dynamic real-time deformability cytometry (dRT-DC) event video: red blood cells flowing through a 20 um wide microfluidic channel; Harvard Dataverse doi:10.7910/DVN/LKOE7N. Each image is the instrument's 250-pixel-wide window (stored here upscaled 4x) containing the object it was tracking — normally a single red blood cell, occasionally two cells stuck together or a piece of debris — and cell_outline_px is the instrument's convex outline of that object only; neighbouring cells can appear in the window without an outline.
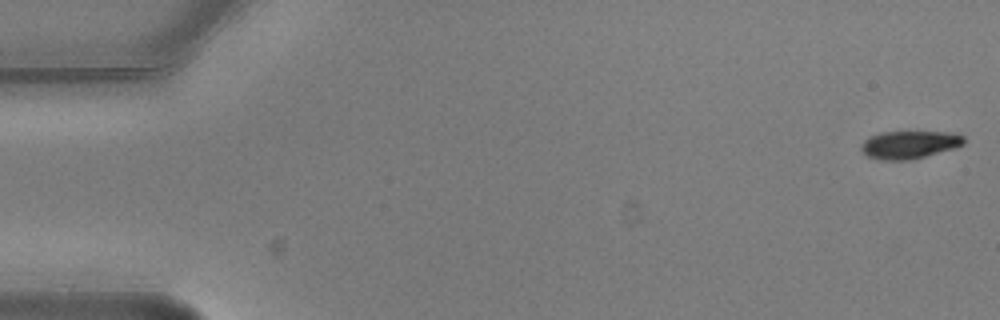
{"species": "common noctule bat (a hibernating species)", "species_latin": "Nyctalus noctula", "temperature_condition": "warm", "stored_images_in_passage": 5, "camera_frame_rate_fps": 3000, "um_per_image_px": 0.085, "animal": {"sex": "male", "body_mass_g": 20.5, "forearm_length_mm": 52.5}, "frame": {"image": 1, "passage_image": 1, "time_ms": 0.0, "image_size_px": [1000, 320], "cell_outline_px": [[964, 144], [956, 148], [908, 160], [880, 160], [868, 156], [860, 148], [860, 144], [864, 140], [872, 136], [884, 132], [956, 132], [964, 136]], "centroid_in_image_um": [77.33, 12.29], "position_along_channel_um": 7.7, "area_um2": 16.59}}
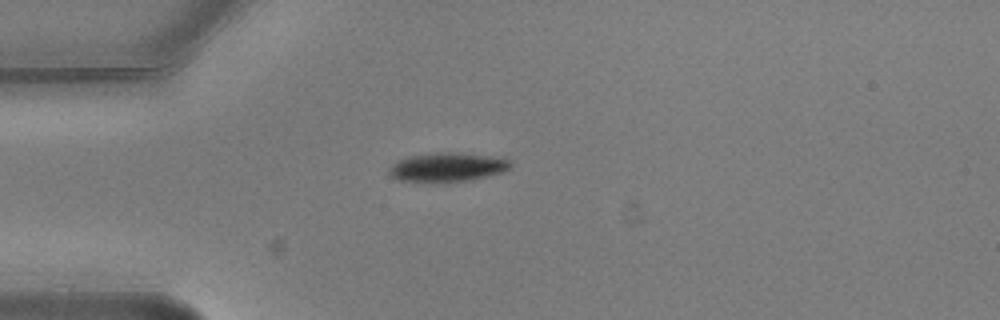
{"frame": {"image": 2, "passage_image": 5, "time_ms": 1.333, "image_size_px": [1000, 320], "cell_outline_px": [[512, 168], [504, 172], [468, 180], [428, 184], [396, 180], [388, 172], [388, 168], [396, 160], [408, 156], [440, 152], [452, 152], [492, 156], [508, 160], [512, 164]], "centroid_in_image_um": [37.96, 14.23], "position_along_channel_um": 47.0, "area_um2": 21.04}}